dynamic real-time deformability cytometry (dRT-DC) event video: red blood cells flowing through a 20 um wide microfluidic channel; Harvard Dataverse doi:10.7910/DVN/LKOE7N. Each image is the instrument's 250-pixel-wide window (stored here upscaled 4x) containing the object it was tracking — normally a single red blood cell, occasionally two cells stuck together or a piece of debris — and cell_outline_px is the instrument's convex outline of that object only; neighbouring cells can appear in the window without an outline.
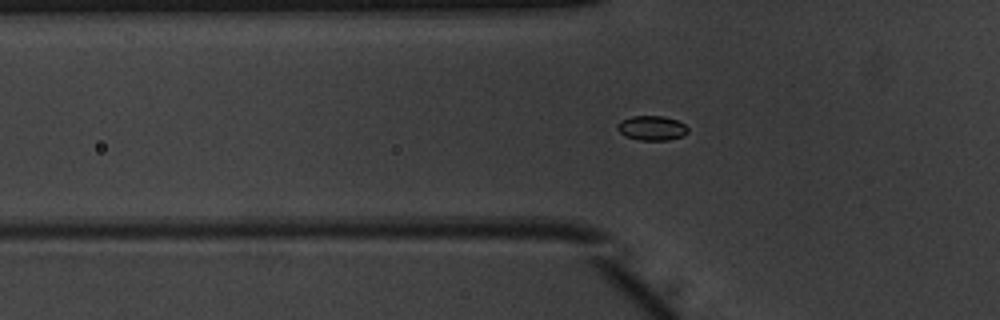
{"species": "common noctule bat (a hibernating species)", "species_latin": "Nyctalus noctula", "temperature_condition": "warm", "stored_images_in_passage": 47, "camera_frame_rate_fps": 3000, "um_per_image_px": 0.085, "animal": {"sex": "male", "body_mass_g": 20.1, "forearm_length_mm": 53.5}, "frame": {"image": 1, "passage_image": 12, "time_ms": 3.667, "image_size_px": [1000, 320], "cell_outline_px": [[688, 132], [684, 136], [668, 140], [640, 140], [624, 136], [616, 128], [624, 120], [632, 116], [664, 116], [676, 120], [684, 124], [688, 128]], "centroid_in_image_um": [55.45, 10.89], "position_along_channel_um": 70.4, "area_um2": 10.0}}
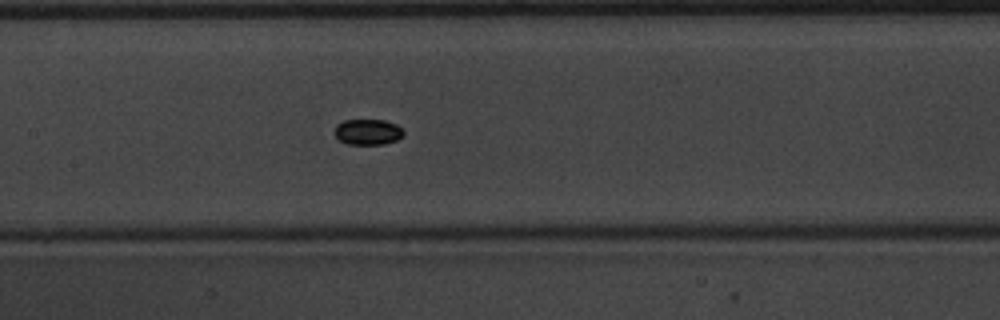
{"frame": {"image": 2, "passage_image": 20, "time_ms": 6.333, "image_size_px": [1000, 320], "cell_outline_px": [[404, 136], [396, 140], [384, 144], [348, 144], [340, 140], [332, 132], [336, 124], [344, 120], [384, 120], [396, 124], [404, 132]], "centroid_in_image_um": [31.24, 11.21], "position_along_channel_um": 176.2, "area_um2": 10.4}}
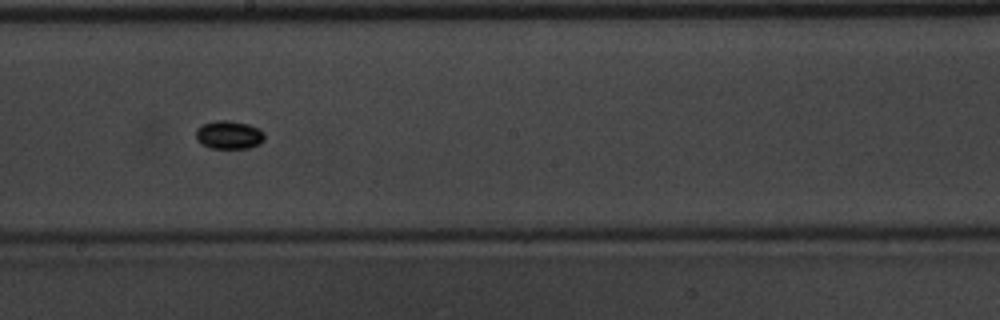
{"frame": {"image": 3, "passage_image": 24, "time_ms": 7.667, "image_size_px": [1000, 320], "cell_outline_px": [[264, 140], [260, 144], [248, 148], [212, 148], [200, 144], [196, 140], [196, 132], [204, 124], [216, 120], [224, 120], [248, 124], [264, 132]], "centroid_in_image_um": [19.47, 11.48], "position_along_channel_um": 228.7, "area_um2": 11.16}}